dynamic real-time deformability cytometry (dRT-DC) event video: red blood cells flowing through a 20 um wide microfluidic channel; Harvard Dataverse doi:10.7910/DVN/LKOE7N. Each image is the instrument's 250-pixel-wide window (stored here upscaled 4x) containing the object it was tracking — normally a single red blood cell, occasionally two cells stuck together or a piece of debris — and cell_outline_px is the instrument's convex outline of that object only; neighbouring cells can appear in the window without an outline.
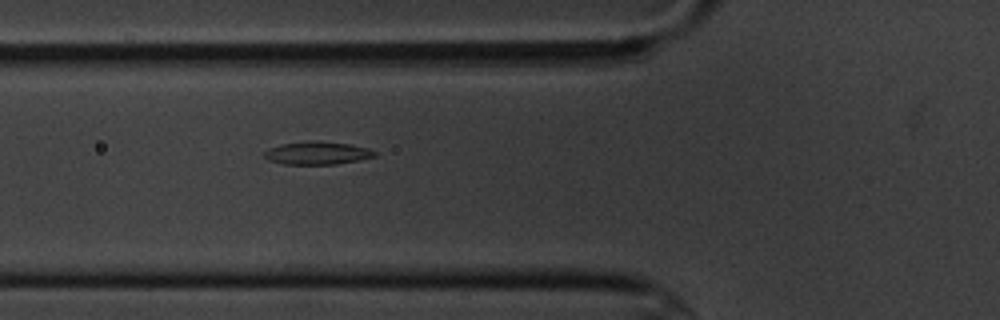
{"species": "common noctule bat (a hibernating species)", "species_latin": "Nyctalus noctula", "temperature_condition": "cold", "stored_images_in_passage": 2, "camera_frame_rate_fps": 3000, "um_per_image_px": 0.085, "animal": {"sex": "male", "body_mass_g": 20.1, "forearm_length_mm": 53.5}, "frame": {"image": 1, "passage_image": 2, "time_ms": 1.0, "image_size_px": [1000, 320], "cell_outline_px": [[376, 156], [336, 164], [284, 164], [268, 160], [264, 156], [264, 152], [268, 148], [280, 144], [312, 140], [320, 140], [348, 144], [368, 148], [376, 152]], "centroid_in_image_um": [26.93, 12.99], "position_along_channel_um": 98.9, "area_um2": 14.74}}